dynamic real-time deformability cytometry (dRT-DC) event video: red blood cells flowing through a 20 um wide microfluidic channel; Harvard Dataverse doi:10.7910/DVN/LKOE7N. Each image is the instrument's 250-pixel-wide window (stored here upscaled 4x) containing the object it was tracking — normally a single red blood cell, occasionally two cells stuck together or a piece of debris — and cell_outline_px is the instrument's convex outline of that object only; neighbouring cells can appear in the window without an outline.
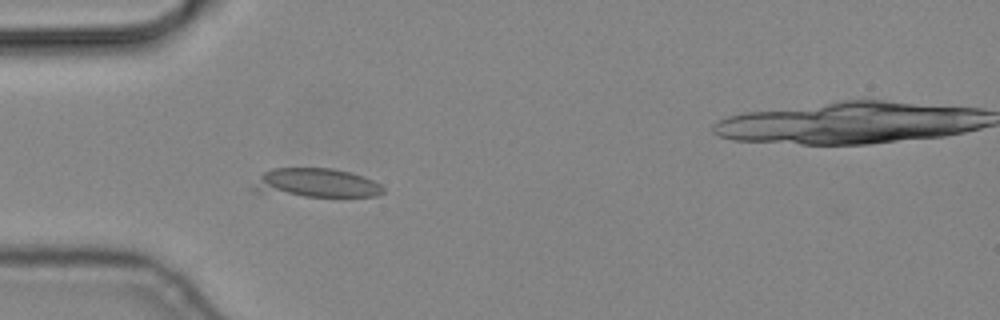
{"species": "common noctule bat (a hibernating species)", "species_latin": "Nyctalus noctula", "temperature_condition": "cold", "stored_images_in_passage": 5, "camera_frame_rate_fps": 3000, "um_per_image_px": 0.085, "animal": {"sex": "male", "body_mass_g": 19.2, "forearm_length_mm": 51.8}, "frame": {"image": 1, "passage_image": 4, "time_ms": 1.0, "image_size_px": [1000, 320], "cell_outline_px": [[384, 192], [376, 196], [304, 196], [252, 192], [252, 188], [260, 176], [264, 172], [272, 168], [332, 168], [348, 172], [372, 180], [380, 184], [384, 188]], "centroid_in_image_um": [26.83, 15.56], "position_along_channel_um": 58.2, "area_um2": 21.79}}